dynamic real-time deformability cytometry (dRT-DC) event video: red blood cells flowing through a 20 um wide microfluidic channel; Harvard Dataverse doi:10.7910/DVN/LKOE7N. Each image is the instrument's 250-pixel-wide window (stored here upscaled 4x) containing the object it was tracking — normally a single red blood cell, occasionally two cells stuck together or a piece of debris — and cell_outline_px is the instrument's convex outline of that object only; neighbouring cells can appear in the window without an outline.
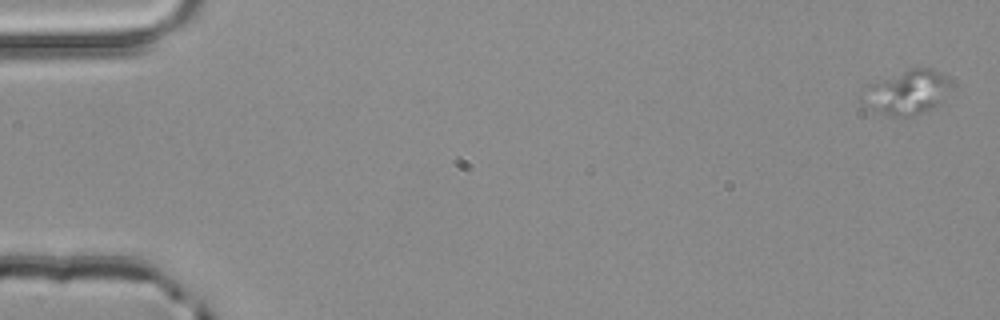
{"species": "common noctule bat (a hibernating species)", "species_latin": "Nyctalus noctula", "temperature_condition": "room temperature", "stored_images_in_passage": 4, "camera_frame_rate_fps": 3000, "um_per_image_px": 0.085, "animal": {"sex": "male", "body_mass_g": 20.4}, "frame": {"image": 1, "passage_image": 1, "time_ms": 0.0, "image_size_px": [1000, 320], "cell_outline_px": [[952, 88], [932, 108], [912, 116], [892, 116], [868, 108], [860, 100], [860, 88], [868, 84], [912, 68], [932, 68], [940, 72], [948, 80]], "centroid_in_image_um": [77.02, 7.84], "position_along_channel_um": 8.0, "area_um2": 22.72}}
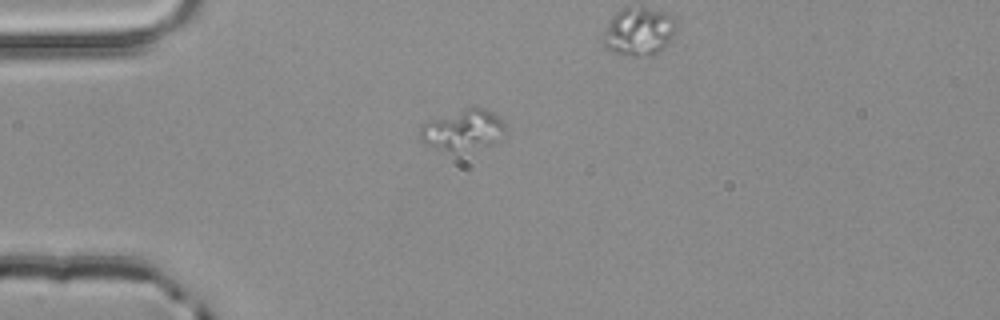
{"frame": {"image": 2, "passage_image": 3, "time_ms": 0.667, "image_size_px": [1000, 320], "cell_outline_px": [[504, 132], [492, 144], [452, 152], [448, 152], [424, 144], [420, 140], [420, 124], [428, 120], [468, 108], [484, 108], [492, 112], [504, 124]], "centroid_in_image_um": [39.27, 11.06], "position_along_channel_um": 45.7, "area_um2": 19.83}}